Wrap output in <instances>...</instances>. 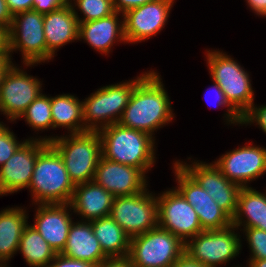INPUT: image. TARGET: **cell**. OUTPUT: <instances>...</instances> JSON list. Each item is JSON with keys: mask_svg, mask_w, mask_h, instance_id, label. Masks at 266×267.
I'll return each instance as SVG.
<instances>
[{"mask_svg": "<svg viewBox=\"0 0 266 267\" xmlns=\"http://www.w3.org/2000/svg\"><path fill=\"white\" fill-rule=\"evenodd\" d=\"M157 72L148 73L136 84L118 123L145 132L165 126L174 118L169 96Z\"/></svg>", "mask_w": 266, "mask_h": 267, "instance_id": "obj_1", "label": "cell"}, {"mask_svg": "<svg viewBox=\"0 0 266 267\" xmlns=\"http://www.w3.org/2000/svg\"><path fill=\"white\" fill-rule=\"evenodd\" d=\"M102 157L141 169L145 174L154 165L155 140L149 134L115 123L98 131Z\"/></svg>", "mask_w": 266, "mask_h": 267, "instance_id": "obj_2", "label": "cell"}, {"mask_svg": "<svg viewBox=\"0 0 266 267\" xmlns=\"http://www.w3.org/2000/svg\"><path fill=\"white\" fill-rule=\"evenodd\" d=\"M28 188L32 191V202L37 205L71 202L75 185L62 157L50 143L37 156Z\"/></svg>", "mask_w": 266, "mask_h": 267, "instance_id": "obj_3", "label": "cell"}, {"mask_svg": "<svg viewBox=\"0 0 266 267\" xmlns=\"http://www.w3.org/2000/svg\"><path fill=\"white\" fill-rule=\"evenodd\" d=\"M68 136L35 139L50 143L58 151L74 185L93 181L102 156L101 137L98 131H86Z\"/></svg>", "mask_w": 266, "mask_h": 267, "instance_id": "obj_4", "label": "cell"}, {"mask_svg": "<svg viewBox=\"0 0 266 267\" xmlns=\"http://www.w3.org/2000/svg\"><path fill=\"white\" fill-rule=\"evenodd\" d=\"M147 73H142L135 80L99 88L84 99L85 101L82 102L84 128L87 131H99L106 126L118 123L136 84Z\"/></svg>", "mask_w": 266, "mask_h": 267, "instance_id": "obj_5", "label": "cell"}, {"mask_svg": "<svg viewBox=\"0 0 266 267\" xmlns=\"http://www.w3.org/2000/svg\"><path fill=\"white\" fill-rule=\"evenodd\" d=\"M206 53L213 82L218 84L226 100L242 116L254 103L249 74L236 60L223 52L209 50Z\"/></svg>", "mask_w": 266, "mask_h": 267, "instance_id": "obj_6", "label": "cell"}, {"mask_svg": "<svg viewBox=\"0 0 266 267\" xmlns=\"http://www.w3.org/2000/svg\"><path fill=\"white\" fill-rule=\"evenodd\" d=\"M185 253V243L157 226L131 238L128 257L134 267H171Z\"/></svg>", "mask_w": 266, "mask_h": 267, "instance_id": "obj_7", "label": "cell"}, {"mask_svg": "<svg viewBox=\"0 0 266 267\" xmlns=\"http://www.w3.org/2000/svg\"><path fill=\"white\" fill-rule=\"evenodd\" d=\"M43 14L28 10L15 14L8 30V48L11 59L13 51L22 52L25 66L47 61ZM12 52V53H11Z\"/></svg>", "mask_w": 266, "mask_h": 267, "instance_id": "obj_8", "label": "cell"}, {"mask_svg": "<svg viewBox=\"0 0 266 267\" xmlns=\"http://www.w3.org/2000/svg\"><path fill=\"white\" fill-rule=\"evenodd\" d=\"M148 189L129 196L114 198L110 217L130 237H136L158 226V202Z\"/></svg>", "mask_w": 266, "mask_h": 267, "instance_id": "obj_9", "label": "cell"}, {"mask_svg": "<svg viewBox=\"0 0 266 267\" xmlns=\"http://www.w3.org/2000/svg\"><path fill=\"white\" fill-rule=\"evenodd\" d=\"M231 226L220 230L203 231L185 243V253L206 267L226 264L241 250V236ZM239 235V237H238Z\"/></svg>", "mask_w": 266, "mask_h": 267, "instance_id": "obj_10", "label": "cell"}, {"mask_svg": "<svg viewBox=\"0 0 266 267\" xmlns=\"http://www.w3.org/2000/svg\"><path fill=\"white\" fill-rule=\"evenodd\" d=\"M12 62L0 83V112L9 120L20 119L27 107L41 94L42 84Z\"/></svg>", "mask_w": 266, "mask_h": 267, "instance_id": "obj_11", "label": "cell"}, {"mask_svg": "<svg viewBox=\"0 0 266 267\" xmlns=\"http://www.w3.org/2000/svg\"><path fill=\"white\" fill-rule=\"evenodd\" d=\"M156 197L159 227L171 232L184 243L203 232L197 212L175 188Z\"/></svg>", "mask_w": 266, "mask_h": 267, "instance_id": "obj_12", "label": "cell"}, {"mask_svg": "<svg viewBox=\"0 0 266 267\" xmlns=\"http://www.w3.org/2000/svg\"><path fill=\"white\" fill-rule=\"evenodd\" d=\"M175 188L197 212L203 231L220 230L232 225V218L207 192L177 163H173Z\"/></svg>", "mask_w": 266, "mask_h": 267, "instance_id": "obj_13", "label": "cell"}, {"mask_svg": "<svg viewBox=\"0 0 266 267\" xmlns=\"http://www.w3.org/2000/svg\"><path fill=\"white\" fill-rule=\"evenodd\" d=\"M231 218L237 210L241 187L228 180L214 164L176 161Z\"/></svg>", "mask_w": 266, "mask_h": 267, "instance_id": "obj_14", "label": "cell"}, {"mask_svg": "<svg viewBox=\"0 0 266 267\" xmlns=\"http://www.w3.org/2000/svg\"><path fill=\"white\" fill-rule=\"evenodd\" d=\"M250 145L227 152L214 162L228 180L241 188L266 172V148Z\"/></svg>", "mask_w": 266, "mask_h": 267, "instance_id": "obj_15", "label": "cell"}, {"mask_svg": "<svg viewBox=\"0 0 266 267\" xmlns=\"http://www.w3.org/2000/svg\"><path fill=\"white\" fill-rule=\"evenodd\" d=\"M49 143L40 139H26L20 148L0 168V195L28 188L38 154Z\"/></svg>", "mask_w": 266, "mask_h": 267, "instance_id": "obj_16", "label": "cell"}, {"mask_svg": "<svg viewBox=\"0 0 266 267\" xmlns=\"http://www.w3.org/2000/svg\"><path fill=\"white\" fill-rule=\"evenodd\" d=\"M174 0H155L122 15L126 43H137L156 35L165 27Z\"/></svg>", "mask_w": 266, "mask_h": 267, "instance_id": "obj_17", "label": "cell"}, {"mask_svg": "<svg viewBox=\"0 0 266 267\" xmlns=\"http://www.w3.org/2000/svg\"><path fill=\"white\" fill-rule=\"evenodd\" d=\"M93 181L114 197L129 196L146 190V175L138 168L120 164L101 156Z\"/></svg>", "mask_w": 266, "mask_h": 267, "instance_id": "obj_18", "label": "cell"}, {"mask_svg": "<svg viewBox=\"0 0 266 267\" xmlns=\"http://www.w3.org/2000/svg\"><path fill=\"white\" fill-rule=\"evenodd\" d=\"M70 203L67 204H39L33 226L46 240L50 247L60 254L68 238L72 218L69 214Z\"/></svg>", "mask_w": 266, "mask_h": 267, "instance_id": "obj_19", "label": "cell"}, {"mask_svg": "<svg viewBox=\"0 0 266 267\" xmlns=\"http://www.w3.org/2000/svg\"><path fill=\"white\" fill-rule=\"evenodd\" d=\"M78 13L74 4L43 14L44 34L47 47V60H51L61 46L78 39Z\"/></svg>", "mask_w": 266, "mask_h": 267, "instance_id": "obj_20", "label": "cell"}, {"mask_svg": "<svg viewBox=\"0 0 266 267\" xmlns=\"http://www.w3.org/2000/svg\"><path fill=\"white\" fill-rule=\"evenodd\" d=\"M114 196L94 181L77 184L70 202V208L85 221L108 217Z\"/></svg>", "mask_w": 266, "mask_h": 267, "instance_id": "obj_21", "label": "cell"}, {"mask_svg": "<svg viewBox=\"0 0 266 267\" xmlns=\"http://www.w3.org/2000/svg\"><path fill=\"white\" fill-rule=\"evenodd\" d=\"M119 15L121 14L115 11L98 20L79 22L78 39L86 40L96 51L107 55L115 42H126L124 21L118 18Z\"/></svg>", "mask_w": 266, "mask_h": 267, "instance_id": "obj_22", "label": "cell"}, {"mask_svg": "<svg viewBox=\"0 0 266 267\" xmlns=\"http://www.w3.org/2000/svg\"><path fill=\"white\" fill-rule=\"evenodd\" d=\"M60 254L95 265L108 258L93 233L91 222L88 221L71 224L66 245Z\"/></svg>", "mask_w": 266, "mask_h": 267, "instance_id": "obj_23", "label": "cell"}, {"mask_svg": "<svg viewBox=\"0 0 266 267\" xmlns=\"http://www.w3.org/2000/svg\"><path fill=\"white\" fill-rule=\"evenodd\" d=\"M27 219L26 210L19 207L0 211V261L5 266L19 249Z\"/></svg>", "mask_w": 266, "mask_h": 267, "instance_id": "obj_24", "label": "cell"}, {"mask_svg": "<svg viewBox=\"0 0 266 267\" xmlns=\"http://www.w3.org/2000/svg\"><path fill=\"white\" fill-rule=\"evenodd\" d=\"M232 224L238 229L243 226L266 231V193L263 194L249 186L241 188Z\"/></svg>", "mask_w": 266, "mask_h": 267, "instance_id": "obj_25", "label": "cell"}, {"mask_svg": "<svg viewBox=\"0 0 266 267\" xmlns=\"http://www.w3.org/2000/svg\"><path fill=\"white\" fill-rule=\"evenodd\" d=\"M90 222L93 233L108 258L128 256L131 238L114 219L108 216Z\"/></svg>", "mask_w": 266, "mask_h": 267, "instance_id": "obj_26", "label": "cell"}, {"mask_svg": "<svg viewBox=\"0 0 266 267\" xmlns=\"http://www.w3.org/2000/svg\"><path fill=\"white\" fill-rule=\"evenodd\" d=\"M82 102L77 97L69 94L51 97L53 129L64 127L70 131V134L86 132Z\"/></svg>", "mask_w": 266, "mask_h": 267, "instance_id": "obj_27", "label": "cell"}, {"mask_svg": "<svg viewBox=\"0 0 266 267\" xmlns=\"http://www.w3.org/2000/svg\"><path fill=\"white\" fill-rule=\"evenodd\" d=\"M18 251L31 267H46L56 255L40 233L29 224L21 235Z\"/></svg>", "mask_w": 266, "mask_h": 267, "instance_id": "obj_28", "label": "cell"}, {"mask_svg": "<svg viewBox=\"0 0 266 267\" xmlns=\"http://www.w3.org/2000/svg\"><path fill=\"white\" fill-rule=\"evenodd\" d=\"M34 130L53 129L51 97L40 94L21 115Z\"/></svg>", "mask_w": 266, "mask_h": 267, "instance_id": "obj_29", "label": "cell"}, {"mask_svg": "<svg viewBox=\"0 0 266 267\" xmlns=\"http://www.w3.org/2000/svg\"><path fill=\"white\" fill-rule=\"evenodd\" d=\"M75 7L83 13L78 22H88L109 16L115 12L113 0H73Z\"/></svg>", "mask_w": 266, "mask_h": 267, "instance_id": "obj_30", "label": "cell"}, {"mask_svg": "<svg viewBox=\"0 0 266 267\" xmlns=\"http://www.w3.org/2000/svg\"><path fill=\"white\" fill-rule=\"evenodd\" d=\"M6 125H0V168L11 158V156L20 148L25 142L16 140L13 132L9 130Z\"/></svg>", "mask_w": 266, "mask_h": 267, "instance_id": "obj_31", "label": "cell"}, {"mask_svg": "<svg viewBox=\"0 0 266 267\" xmlns=\"http://www.w3.org/2000/svg\"><path fill=\"white\" fill-rule=\"evenodd\" d=\"M251 250L250 259H266V231L257 228L243 229Z\"/></svg>", "mask_w": 266, "mask_h": 267, "instance_id": "obj_32", "label": "cell"}, {"mask_svg": "<svg viewBox=\"0 0 266 267\" xmlns=\"http://www.w3.org/2000/svg\"><path fill=\"white\" fill-rule=\"evenodd\" d=\"M213 83H214V85L211 86L212 87L211 89L216 94L215 95L216 100H214L216 103H214V104H216L217 106H223L224 105V107L225 106L228 107L227 114H225L227 123L229 122L231 124H236V125L241 124L242 116L229 104V102L225 98V94L223 93L222 89L218 86V84L216 82H213ZM208 96H210V95L208 94ZM205 100H206V102H209L206 97H205Z\"/></svg>", "mask_w": 266, "mask_h": 267, "instance_id": "obj_33", "label": "cell"}, {"mask_svg": "<svg viewBox=\"0 0 266 267\" xmlns=\"http://www.w3.org/2000/svg\"><path fill=\"white\" fill-rule=\"evenodd\" d=\"M256 123L266 133V105L254 106V104L242 115L243 124Z\"/></svg>", "mask_w": 266, "mask_h": 267, "instance_id": "obj_34", "label": "cell"}, {"mask_svg": "<svg viewBox=\"0 0 266 267\" xmlns=\"http://www.w3.org/2000/svg\"><path fill=\"white\" fill-rule=\"evenodd\" d=\"M46 267H96V265L88 261L77 260L62 254H56L51 263Z\"/></svg>", "mask_w": 266, "mask_h": 267, "instance_id": "obj_35", "label": "cell"}, {"mask_svg": "<svg viewBox=\"0 0 266 267\" xmlns=\"http://www.w3.org/2000/svg\"><path fill=\"white\" fill-rule=\"evenodd\" d=\"M69 4L66 0H34L33 10L46 14Z\"/></svg>", "mask_w": 266, "mask_h": 267, "instance_id": "obj_36", "label": "cell"}, {"mask_svg": "<svg viewBox=\"0 0 266 267\" xmlns=\"http://www.w3.org/2000/svg\"><path fill=\"white\" fill-rule=\"evenodd\" d=\"M153 1L155 0H113V6L116 12H122L123 15L130 9L137 8Z\"/></svg>", "mask_w": 266, "mask_h": 267, "instance_id": "obj_37", "label": "cell"}, {"mask_svg": "<svg viewBox=\"0 0 266 267\" xmlns=\"http://www.w3.org/2000/svg\"><path fill=\"white\" fill-rule=\"evenodd\" d=\"M33 1L34 0H6L13 16L21 12L33 10Z\"/></svg>", "mask_w": 266, "mask_h": 267, "instance_id": "obj_38", "label": "cell"}, {"mask_svg": "<svg viewBox=\"0 0 266 267\" xmlns=\"http://www.w3.org/2000/svg\"><path fill=\"white\" fill-rule=\"evenodd\" d=\"M96 267H134L128 256L112 257L101 261Z\"/></svg>", "mask_w": 266, "mask_h": 267, "instance_id": "obj_39", "label": "cell"}, {"mask_svg": "<svg viewBox=\"0 0 266 267\" xmlns=\"http://www.w3.org/2000/svg\"><path fill=\"white\" fill-rule=\"evenodd\" d=\"M13 15L9 10L6 0H0V26L9 30L12 24Z\"/></svg>", "mask_w": 266, "mask_h": 267, "instance_id": "obj_40", "label": "cell"}, {"mask_svg": "<svg viewBox=\"0 0 266 267\" xmlns=\"http://www.w3.org/2000/svg\"><path fill=\"white\" fill-rule=\"evenodd\" d=\"M171 267H206L198 261L192 259L188 254L184 253L178 258Z\"/></svg>", "mask_w": 266, "mask_h": 267, "instance_id": "obj_41", "label": "cell"}, {"mask_svg": "<svg viewBox=\"0 0 266 267\" xmlns=\"http://www.w3.org/2000/svg\"><path fill=\"white\" fill-rule=\"evenodd\" d=\"M0 58H10L8 48V30L0 26Z\"/></svg>", "mask_w": 266, "mask_h": 267, "instance_id": "obj_42", "label": "cell"}, {"mask_svg": "<svg viewBox=\"0 0 266 267\" xmlns=\"http://www.w3.org/2000/svg\"><path fill=\"white\" fill-rule=\"evenodd\" d=\"M251 10H253L256 15H261L266 17V0H246Z\"/></svg>", "mask_w": 266, "mask_h": 267, "instance_id": "obj_43", "label": "cell"}, {"mask_svg": "<svg viewBox=\"0 0 266 267\" xmlns=\"http://www.w3.org/2000/svg\"><path fill=\"white\" fill-rule=\"evenodd\" d=\"M11 60L12 59H10V58H0V83H1V79H2L4 72L12 63Z\"/></svg>", "mask_w": 266, "mask_h": 267, "instance_id": "obj_44", "label": "cell"}, {"mask_svg": "<svg viewBox=\"0 0 266 267\" xmlns=\"http://www.w3.org/2000/svg\"><path fill=\"white\" fill-rule=\"evenodd\" d=\"M248 267H266V259H250Z\"/></svg>", "mask_w": 266, "mask_h": 267, "instance_id": "obj_45", "label": "cell"}, {"mask_svg": "<svg viewBox=\"0 0 266 267\" xmlns=\"http://www.w3.org/2000/svg\"><path fill=\"white\" fill-rule=\"evenodd\" d=\"M0 267H7L0 261Z\"/></svg>", "mask_w": 266, "mask_h": 267, "instance_id": "obj_46", "label": "cell"}]
</instances>
